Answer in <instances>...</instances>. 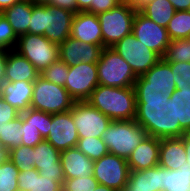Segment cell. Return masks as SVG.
Masks as SVG:
<instances>
[{"instance_id": "8", "label": "cell", "mask_w": 190, "mask_h": 191, "mask_svg": "<svg viewBox=\"0 0 190 191\" xmlns=\"http://www.w3.org/2000/svg\"><path fill=\"white\" fill-rule=\"evenodd\" d=\"M111 48L130 65L136 76L149 71L161 59L157 53L137 40L132 33L115 43Z\"/></svg>"}, {"instance_id": "39", "label": "cell", "mask_w": 190, "mask_h": 191, "mask_svg": "<svg viewBox=\"0 0 190 191\" xmlns=\"http://www.w3.org/2000/svg\"><path fill=\"white\" fill-rule=\"evenodd\" d=\"M18 37L8 20L0 13V49L12 50L16 47Z\"/></svg>"}, {"instance_id": "38", "label": "cell", "mask_w": 190, "mask_h": 191, "mask_svg": "<svg viewBox=\"0 0 190 191\" xmlns=\"http://www.w3.org/2000/svg\"><path fill=\"white\" fill-rule=\"evenodd\" d=\"M99 185V182L91 175L90 177H77L64 179L63 191H92Z\"/></svg>"}, {"instance_id": "46", "label": "cell", "mask_w": 190, "mask_h": 191, "mask_svg": "<svg viewBox=\"0 0 190 191\" xmlns=\"http://www.w3.org/2000/svg\"><path fill=\"white\" fill-rule=\"evenodd\" d=\"M17 179L19 190L32 191L33 168L20 171Z\"/></svg>"}, {"instance_id": "50", "label": "cell", "mask_w": 190, "mask_h": 191, "mask_svg": "<svg viewBox=\"0 0 190 191\" xmlns=\"http://www.w3.org/2000/svg\"><path fill=\"white\" fill-rule=\"evenodd\" d=\"M182 141H183L185 153L187 156L186 162H187V165H190V133H185L182 136Z\"/></svg>"}, {"instance_id": "29", "label": "cell", "mask_w": 190, "mask_h": 191, "mask_svg": "<svg viewBox=\"0 0 190 191\" xmlns=\"http://www.w3.org/2000/svg\"><path fill=\"white\" fill-rule=\"evenodd\" d=\"M22 117L19 115L0 130V144L8 150L18 147L22 143Z\"/></svg>"}, {"instance_id": "10", "label": "cell", "mask_w": 190, "mask_h": 191, "mask_svg": "<svg viewBox=\"0 0 190 191\" xmlns=\"http://www.w3.org/2000/svg\"><path fill=\"white\" fill-rule=\"evenodd\" d=\"M71 113L79 138H101L112 121L87 101H75Z\"/></svg>"}, {"instance_id": "37", "label": "cell", "mask_w": 190, "mask_h": 191, "mask_svg": "<svg viewBox=\"0 0 190 191\" xmlns=\"http://www.w3.org/2000/svg\"><path fill=\"white\" fill-rule=\"evenodd\" d=\"M174 75L176 89L190 91V62L169 63Z\"/></svg>"}, {"instance_id": "7", "label": "cell", "mask_w": 190, "mask_h": 191, "mask_svg": "<svg viewBox=\"0 0 190 191\" xmlns=\"http://www.w3.org/2000/svg\"><path fill=\"white\" fill-rule=\"evenodd\" d=\"M135 11L125 0L117 7L98 14L103 45L112 47L115 43L132 33Z\"/></svg>"}, {"instance_id": "56", "label": "cell", "mask_w": 190, "mask_h": 191, "mask_svg": "<svg viewBox=\"0 0 190 191\" xmlns=\"http://www.w3.org/2000/svg\"><path fill=\"white\" fill-rule=\"evenodd\" d=\"M186 40L190 43V34L186 37Z\"/></svg>"}, {"instance_id": "36", "label": "cell", "mask_w": 190, "mask_h": 191, "mask_svg": "<svg viewBox=\"0 0 190 191\" xmlns=\"http://www.w3.org/2000/svg\"><path fill=\"white\" fill-rule=\"evenodd\" d=\"M69 73V66H67L62 60L58 59L53 62L48 68L40 73V76L45 80L54 84L65 86Z\"/></svg>"}, {"instance_id": "53", "label": "cell", "mask_w": 190, "mask_h": 191, "mask_svg": "<svg viewBox=\"0 0 190 191\" xmlns=\"http://www.w3.org/2000/svg\"><path fill=\"white\" fill-rule=\"evenodd\" d=\"M9 158V150L0 144V165Z\"/></svg>"}, {"instance_id": "19", "label": "cell", "mask_w": 190, "mask_h": 191, "mask_svg": "<svg viewBox=\"0 0 190 191\" xmlns=\"http://www.w3.org/2000/svg\"><path fill=\"white\" fill-rule=\"evenodd\" d=\"M160 139L147 136L127 159L130 170L142 171L159 165Z\"/></svg>"}, {"instance_id": "28", "label": "cell", "mask_w": 190, "mask_h": 191, "mask_svg": "<svg viewBox=\"0 0 190 191\" xmlns=\"http://www.w3.org/2000/svg\"><path fill=\"white\" fill-rule=\"evenodd\" d=\"M169 97H174L175 125L190 133V91L176 89Z\"/></svg>"}, {"instance_id": "26", "label": "cell", "mask_w": 190, "mask_h": 191, "mask_svg": "<svg viewBox=\"0 0 190 191\" xmlns=\"http://www.w3.org/2000/svg\"><path fill=\"white\" fill-rule=\"evenodd\" d=\"M140 12L159 26L167 28L175 9L169 0H152Z\"/></svg>"}, {"instance_id": "44", "label": "cell", "mask_w": 190, "mask_h": 191, "mask_svg": "<svg viewBox=\"0 0 190 191\" xmlns=\"http://www.w3.org/2000/svg\"><path fill=\"white\" fill-rule=\"evenodd\" d=\"M20 115V112L8 104L5 100L0 99V130L5 125V122L14 120Z\"/></svg>"}, {"instance_id": "20", "label": "cell", "mask_w": 190, "mask_h": 191, "mask_svg": "<svg viewBox=\"0 0 190 191\" xmlns=\"http://www.w3.org/2000/svg\"><path fill=\"white\" fill-rule=\"evenodd\" d=\"M60 162L65 179L87 178L93 175L94 161L77 147L60 151Z\"/></svg>"}, {"instance_id": "42", "label": "cell", "mask_w": 190, "mask_h": 191, "mask_svg": "<svg viewBox=\"0 0 190 191\" xmlns=\"http://www.w3.org/2000/svg\"><path fill=\"white\" fill-rule=\"evenodd\" d=\"M22 143L21 145L34 147L39 142L44 140L39 132V130L33 125L29 123H25L22 121Z\"/></svg>"}, {"instance_id": "52", "label": "cell", "mask_w": 190, "mask_h": 191, "mask_svg": "<svg viewBox=\"0 0 190 191\" xmlns=\"http://www.w3.org/2000/svg\"><path fill=\"white\" fill-rule=\"evenodd\" d=\"M21 1L23 0H0V13H2L6 8H9L15 3H18Z\"/></svg>"}, {"instance_id": "49", "label": "cell", "mask_w": 190, "mask_h": 191, "mask_svg": "<svg viewBox=\"0 0 190 191\" xmlns=\"http://www.w3.org/2000/svg\"><path fill=\"white\" fill-rule=\"evenodd\" d=\"M135 11H140L152 0H125Z\"/></svg>"}, {"instance_id": "14", "label": "cell", "mask_w": 190, "mask_h": 191, "mask_svg": "<svg viewBox=\"0 0 190 191\" xmlns=\"http://www.w3.org/2000/svg\"><path fill=\"white\" fill-rule=\"evenodd\" d=\"M135 89H153L170 96L176 90L170 64L161 58L149 71L137 76Z\"/></svg>"}, {"instance_id": "31", "label": "cell", "mask_w": 190, "mask_h": 191, "mask_svg": "<svg viewBox=\"0 0 190 191\" xmlns=\"http://www.w3.org/2000/svg\"><path fill=\"white\" fill-rule=\"evenodd\" d=\"M22 121L33 124L40 132L43 139L49 135L51 125V114L33 108L20 113Z\"/></svg>"}, {"instance_id": "41", "label": "cell", "mask_w": 190, "mask_h": 191, "mask_svg": "<svg viewBox=\"0 0 190 191\" xmlns=\"http://www.w3.org/2000/svg\"><path fill=\"white\" fill-rule=\"evenodd\" d=\"M63 184L54 181V178L40 175L36 168H33L32 191H63Z\"/></svg>"}, {"instance_id": "43", "label": "cell", "mask_w": 190, "mask_h": 191, "mask_svg": "<svg viewBox=\"0 0 190 191\" xmlns=\"http://www.w3.org/2000/svg\"><path fill=\"white\" fill-rule=\"evenodd\" d=\"M124 0H93V4L85 11L98 15L117 7Z\"/></svg>"}, {"instance_id": "18", "label": "cell", "mask_w": 190, "mask_h": 191, "mask_svg": "<svg viewBox=\"0 0 190 191\" xmlns=\"http://www.w3.org/2000/svg\"><path fill=\"white\" fill-rule=\"evenodd\" d=\"M71 37L83 43L105 47L100 22L95 14L88 12L75 13L72 20Z\"/></svg>"}, {"instance_id": "11", "label": "cell", "mask_w": 190, "mask_h": 191, "mask_svg": "<svg viewBox=\"0 0 190 191\" xmlns=\"http://www.w3.org/2000/svg\"><path fill=\"white\" fill-rule=\"evenodd\" d=\"M132 34L147 48L153 50L161 58L164 57L170 39L167 28L159 26L151 19L137 11L132 25Z\"/></svg>"}, {"instance_id": "15", "label": "cell", "mask_w": 190, "mask_h": 191, "mask_svg": "<svg viewBox=\"0 0 190 191\" xmlns=\"http://www.w3.org/2000/svg\"><path fill=\"white\" fill-rule=\"evenodd\" d=\"M74 12L54 5H45V33L51 42L60 45L71 36Z\"/></svg>"}, {"instance_id": "25", "label": "cell", "mask_w": 190, "mask_h": 191, "mask_svg": "<svg viewBox=\"0 0 190 191\" xmlns=\"http://www.w3.org/2000/svg\"><path fill=\"white\" fill-rule=\"evenodd\" d=\"M33 2L23 0L6 8L1 14L8 20L17 37L28 33L32 18Z\"/></svg>"}, {"instance_id": "30", "label": "cell", "mask_w": 190, "mask_h": 191, "mask_svg": "<svg viewBox=\"0 0 190 191\" xmlns=\"http://www.w3.org/2000/svg\"><path fill=\"white\" fill-rule=\"evenodd\" d=\"M167 33L171 41L186 39L190 34V11H175L167 26Z\"/></svg>"}, {"instance_id": "16", "label": "cell", "mask_w": 190, "mask_h": 191, "mask_svg": "<svg viewBox=\"0 0 190 191\" xmlns=\"http://www.w3.org/2000/svg\"><path fill=\"white\" fill-rule=\"evenodd\" d=\"M34 168L44 177L63 184L65 179L60 162V151L45 139L34 146Z\"/></svg>"}, {"instance_id": "24", "label": "cell", "mask_w": 190, "mask_h": 191, "mask_svg": "<svg viewBox=\"0 0 190 191\" xmlns=\"http://www.w3.org/2000/svg\"><path fill=\"white\" fill-rule=\"evenodd\" d=\"M182 137L162 138L159 148V165L169 170H178L186 162Z\"/></svg>"}, {"instance_id": "5", "label": "cell", "mask_w": 190, "mask_h": 191, "mask_svg": "<svg viewBox=\"0 0 190 191\" xmlns=\"http://www.w3.org/2000/svg\"><path fill=\"white\" fill-rule=\"evenodd\" d=\"M74 103L75 100L64 86L47 81L41 76L33 82L30 108L56 114L71 110Z\"/></svg>"}, {"instance_id": "33", "label": "cell", "mask_w": 190, "mask_h": 191, "mask_svg": "<svg viewBox=\"0 0 190 191\" xmlns=\"http://www.w3.org/2000/svg\"><path fill=\"white\" fill-rule=\"evenodd\" d=\"M19 169L8 158L0 165V191H18Z\"/></svg>"}, {"instance_id": "4", "label": "cell", "mask_w": 190, "mask_h": 191, "mask_svg": "<svg viewBox=\"0 0 190 191\" xmlns=\"http://www.w3.org/2000/svg\"><path fill=\"white\" fill-rule=\"evenodd\" d=\"M99 85L134 87L137 76L130 65L111 47H104L97 62Z\"/></svg>"}, {"instance_id": "55", "label": "cell", "mask_w": 190, "mask_h": 191, "mask_svg": "<svg viewBox=\"0 0 190 191\" xmlns=\"http://www.w3.org/2000/svg\"><path fill=\"white\" fill-rule=\"evenodd\" d=\"M0 99H2V83H0Z\"/></svg>"}, {"instance_id": "3", "label": "cell", "mask_w": 190, "mask_h": 191, "mask_svg": "<svg viewBox=\"0 0 190 191\" xmlns=\"http://www.w3.org/2000/svg\"><path fill=\"white\" fill-rule=\"evenodd\" d=\"M147 136V131L135 120H119L111 121L101 138L110 154L127 160Z\"/></svg>"}, {"instance_id": "22", "label": "cell", "mask_w": 190, "mask_h": 191, "mask_svg": "<svg viewBox=\"0 0 190 191\" xmlns=\"http://www.w3.org/2000/svg\"><path fill=\"white\" fill-rule=\"evenodd\" d=\"M40 73L38 70L22 55L14 49L9 50L6 64L5 81L34 82Z\"/></svg>"}, {"instance_id": "35", "label": "cell", "mask_w": 190, "mask_h": 191, "mask_svg": "<svg viewBox=\"0 0 190 191\" xmlns=\"http://www.w3.org/2000/svg\"><path fill=\"white\" fill-rule=\"evenodd\" d=\"M9 158L19 171L34 168V147L24 145L15 147L9 150Z\"/></svg>"}, {"instance_id": "12", "label": "cell", "mask_w": 190, "mask_h": 191, "mask_svg": "<svg viewBox=\"0 0 190 191\" xmlns=\"http://www.w3.org/2000/svg\"><path fill=\"white\" fill-rule=\"evenodd\" d=\"M99 85L97 63H78L69 67L65 88L75 101H86Z\"/></svg>"}, {"instance_id": "23", "label": "cell", "mask_w": 190, "mask_h": 191, "mask_svg": "<svg viewBox=\"0 0 190 191\" xmlns=\"http://www.w3.org/2000/svg\"><path fill=\"white\" fill-rule=\"evenodd\" d=\"M33 93V82L5 81L2 84V99L20 113L30 109V103Z\"/></svg>"}, {"instance_id": "47", "label": "cell", "mask_w": 190, "mask_h": 191, "mask_svg": "<svg viewBox=\"0 0 190 191\" xmlns=\"http://www.w3.org/2000/svg\"><path fill=\"white\" fill-rule=\"evenodd\" d=\"M8 53H9V50L0 49V83L2 84L5 82Z\"/></svg>"}, {"instance_id": "9", "label": "cell", "mask_w": 190, "mask_h": 191, "mask_svg": "<svg viewBox=\"0 0 190 191\" xmlns=\"http://www.w3.org/2000/svg\"><path fill=\"white\" fill-rule=\"evenodd\" d=\"M130 174L127 160L108 153L94 161L93 177L99 184L123 191Z\"/></svg>"}, {"instance_id": "21", "label": "cell", "mask_w": 190, "mask_h": 191, "mask_svg": "<svg viewBox=\"0 0 190 191\" xmlns=\"http://www.w3.org/2000/svg\"><path fill=\"white\" fill-rule=\"evenodd\" d=\"M123 191H163V167L158 165L142 171L130 170Z\"/></svg>"}, {"instance_id": "48", "label": "cell", "mask_w": 190, "mask_h": 191, "mask_svg": "<svg viewBox=\"0 0 190 191\" xmlns=\"http://www.w3.org/2000/svg\"><path fill=\"white\" fill-rule=\"evenodd\" d=\"M175 11H190V0H169Z\"/></svg>"}, {"instance_id": "34", "label": "cell", "mask_w": 190, "mask_h": 191, "mask_svg": "<svg viewBox=\"0 0 190 191\" xmlns=\"http://www.w3.org/2000/svg\"><path fill=\"white\" fill-rule=\"evenodd\" d=\"M163 58L168 63L190 62V43L186 39L170 41Z\"/></svg>"}, {"instance_id": "2", "label": "cell", "mask_w": 190, "mask_h": 191, "mask_svg": "<svg viewBox=\"0 0 190 191\" xmlns=\"http://www.w3.org/2000/svg\"><path fill=\"white\" fill-rule=\"evenodd\" d=\"M86 101L112 121L135 119L137 101L134 87L98 85Z\"/></svg>"}, {"instance_id": "40", "label": "cell", "mask_w": 190, "mask_h": 191, "mask_svg": "<svg viewBox=\"0 0 190 191\" xmlns=\"http://www.w3.org/2000/svg\"><path fill=\"white\" fill-rule=\"evenodd\" d=\"M28 33L43 35L45 33V5L33 3L32 18Z\"/></svg>"}, {"instance_id": "6", "label": "cell", "mask_w": 190, "mask_h": 191, "mask_svg": "<svg viewBox=\"0 0 190 191\" xmlns=\"http://www.w3.org/2000/svg\"><path fill=\"white\" fill-rule=\"evenodd\" d=\"M14 50L24 56L39 73L59 59V45L43 35L32 33L21 35Z\"/></svg>"}, {"instance_id": "13", "label": "cell", "mask_w": 190, "mask_h": 191, "mask_svg": "<svg viewBox=\"0 0 190 191\" xmlns=\"http://www.w3.org/2000/svg\"><path fill=\"white\" fill-rule=\"evenodd\" d=\"M49 135L45 139L57 150L63 151L77 146L79 140L71 110L51 114Z\"/></svg>"}, {"instance_id": "32", "label": "cell", "mask_w": 190, "mask_h": 191, "mask_svg": "<svg viewBox=\"0 0 190 191\" xmlns=\"http://www.w3.org/2000/svg\"><path fill=\"white\" fill-rule=\"evenodd\" d=\"M76 147L93 161L109 153L102 138L98 137L79 138Z\"/></svg>"}, {"instance_id": "27", "label": "cell", "mask_w": 190, "mask_h": 191, "mask_svg": "<svg viewBox=\"0 0 190 191\" xmlns=\"http://www.w3.org/2000/svg\"><path fill=\"white\" fill-rule=\"evenodd\" d=\"M163 191H190V165L187 162L178 170L163 168Z\"/></svg>"}, {"instance_id": "51", "label": "cell", "mask_w": 190, "mask_h": 191, "mask_svg": "<svg viewBox=\"0 0 190 191\" xmlns=\"http://www.w3.org/2000/svg\"><path fill=\"white\" fill-rule=\"evenodd\" d=\"M77 12H85L92 4L93 0H76Z\"/></svg>"}, {"instance_id": "1", "label": "cell", "mask_w": 190, "mask_h": 191, "mask_svg": "<svg viewBox=\"0 0 190 191\" xmlns=\"http://www.w3.org/2000/svg\"><path fill=\"white\" fill-rule=\"evenodd\" d=\"M136 116L148 136L159 139L182 137L186 132L175 125L174 97L153 89H135Z\"/></svg>"}, {"instance_id": "45", "label": "cell", "mask_w": 190, "mask_h": 191, "mask_svg": "<svg viewBox=\"0 0 190 191\" xmlns=\"http://www.w3.org/2000/svg\"><path fill=\"white\" fill-rule=\"evenodd\" d=\"M34 4L39 5H54L63 9L70 10L77 13V2L76 0H31Z\"/></svg>"}, {"instance_id": "54", "label": "cell", "mask_w": 190, "mask_h": 191, "mask_svg": "<svg viewBox=\"0 0 190 191\" xmlns=\"http://www.w3.org/2000/svg\"><path fill=\"white\" fill-rule=\"evenodd\" d=\"M92 191H116L115 189L113 188H110V187H107L105 185H102V184H99L95 190H92Z\"/></svg>"}, {"instance_id": "17", "label": "cell", "mask_w": 190, "mask_h": 191, "mask_svg": "<svg viewBox=\"0 0 190 191\" xmlns=\"http://www.w3.org/2000/svg\"><path fill=\"white\" fill-rule=\"evenodd\" d=\"M102 49L99 45L83 43L70 36L59 45V59L69 67L81 62L97 63Z\"/></svg>"}]
</instances>
